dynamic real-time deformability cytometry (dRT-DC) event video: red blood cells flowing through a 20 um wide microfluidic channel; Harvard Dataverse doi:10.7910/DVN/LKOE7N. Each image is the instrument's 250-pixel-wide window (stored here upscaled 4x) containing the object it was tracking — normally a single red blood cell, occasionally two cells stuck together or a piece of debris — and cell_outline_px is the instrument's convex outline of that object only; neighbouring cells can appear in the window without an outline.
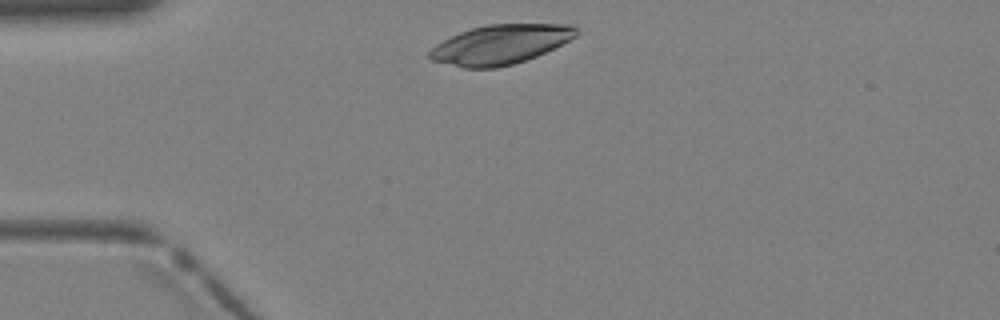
{"species": "Egyptian fruit bat (a non-hibernating species)", "species_latin": "Rousettus aegyptiacus", "temperature_condition": "warm", "stored_images_in_passage": 3, "camera_frame_rate_fps": 3000, "um_per_image_px": 0.085, "animal": {"sex": "female"}, "frame": {"image": 1, "passage_image": 1, "time_ms": 0.0, "image_size_px": [1000, 320], "cell_outline_px": [[580, 32], [576, 36], [536, 56], [512, 64], [496, 68], [464, 68], [432, 60], [428, 56], [428, 52], [436, 44], [460, 32], [472, 28], [488, 24], [572, 24]], "centroid_in_image_um": [42.52, 3.77], "position_along_channel_um": 42.5, "area_um2": 33.35}}